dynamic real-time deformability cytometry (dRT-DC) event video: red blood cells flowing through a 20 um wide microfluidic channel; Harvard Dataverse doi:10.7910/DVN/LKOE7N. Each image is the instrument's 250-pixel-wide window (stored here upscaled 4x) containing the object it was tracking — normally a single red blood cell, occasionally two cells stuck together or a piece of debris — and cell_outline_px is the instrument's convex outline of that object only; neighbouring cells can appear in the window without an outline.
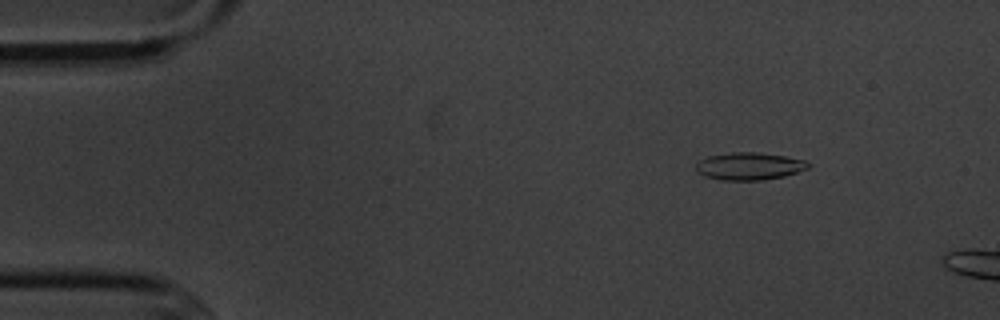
{"species": "common noctule bat (a hibernating species)", "species_latin": "Nyctalus noctula", "temperature_condition": "cold", "stored_images_in_passage": 4, "camera_frame_rate_fps": 3000, "um_per_image_px": 0.085, "animal": {"sex": "male", "body_mass_g": 20.1, "forearm_length_mm": 53.5}, "frame": {"image": 1, "passage_image": 2, "time_ms": 1.0, "image_size_px": [1000, 320], "cell_outline_px": [[812, 164], [808, 168], [784, 176], [764, 180], [720, 180], [704, 176], [696, 168], [696, 164], [700, 160], [708, 156], [732, 152], [756, 152], [784, 156], [804, 160]], "centroid_in_image_um": [63.69, 14.13], "position_along_channel_um": 21.3, "area_um2": 17.86}}